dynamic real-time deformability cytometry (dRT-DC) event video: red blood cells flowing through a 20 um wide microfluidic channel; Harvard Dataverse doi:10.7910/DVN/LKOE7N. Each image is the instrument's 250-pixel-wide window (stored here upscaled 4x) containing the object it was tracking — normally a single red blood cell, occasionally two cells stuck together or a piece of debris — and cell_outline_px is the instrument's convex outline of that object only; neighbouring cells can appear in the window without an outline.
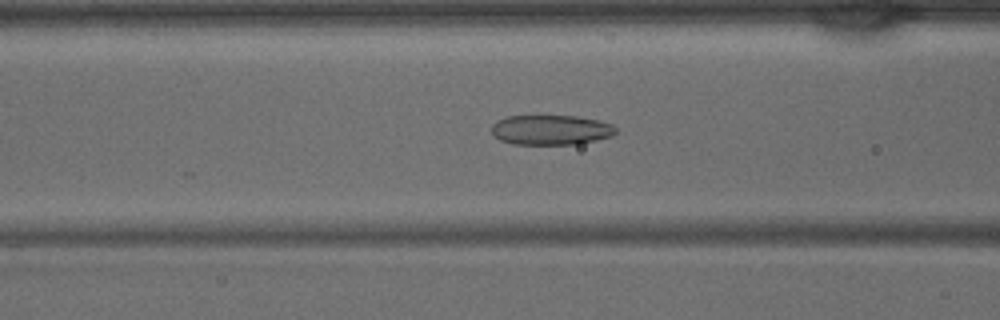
{"species": "common noctule bat (a hibernating species)", "species_latin": "Nyctalus noctula", "temperature_condition": "warm", "stored_images_in_passage": 33, "camera_frame_rate_fps": 3000, "um_per_image_px": 0.085, "animal": {"sex": "male", "body_mass_g": 15.6}, "frame": {"image": 1, "passage_image": 8, "time_ms": 2.333, "image_size_px": [1000, 320], "cell_outline_px": [[616, 132], [612, 136], [580, 144], [512, 144], [500, 140], [492, 132], [492, 124], [496, 120], [508, 116], [576, 116], [596, 120], [612, 124], [616, 128]], "centroid_in_image_um": [46.82, 11.04], "position_along_channel_um": 119.8, "area_um2": 21.62}}
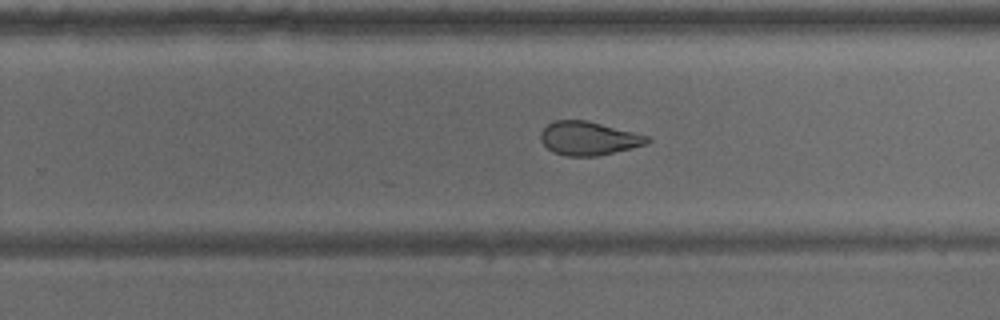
{"frame": {"image": 2, "passage_image": 18, "time_ms": 5.667, "image_size_px": [1000, 320], "cell_outline_px": [[652, 140], [648, 144], [632, 148], [596, 156], [568, 156], [552, 152], [540, 140], [540, 132], [548, 124], [556, 120], [584, 120], [648, 136]], "centroid_in_image_um": [50.01, 11.77], "position_along_channel_um": 279.8, "area_um2": 20.63}}
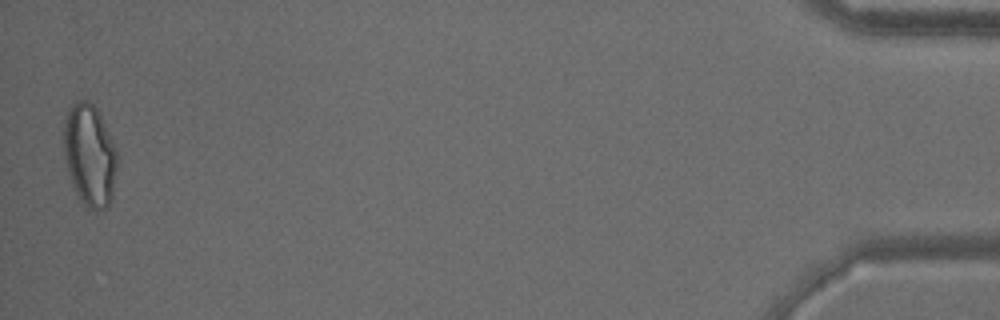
{"frame": {"image": 3, "passage_image": 33, "time_ms": 10.667, "image_size_px": [1000, 320], "cell_outline_px": [[120, 160], [112, 196], [108, 204], [104, 208], [88, 208], [80, 200], [72, 184], [64, 152], [64, 120], [68, 108], [76, 100], [88, 100], [96, 108], [116, 148]], "centroid_in_image_um": [7.64, 13.16], "position_along_channel_um": 427.6, "area_um2": 31.73}}